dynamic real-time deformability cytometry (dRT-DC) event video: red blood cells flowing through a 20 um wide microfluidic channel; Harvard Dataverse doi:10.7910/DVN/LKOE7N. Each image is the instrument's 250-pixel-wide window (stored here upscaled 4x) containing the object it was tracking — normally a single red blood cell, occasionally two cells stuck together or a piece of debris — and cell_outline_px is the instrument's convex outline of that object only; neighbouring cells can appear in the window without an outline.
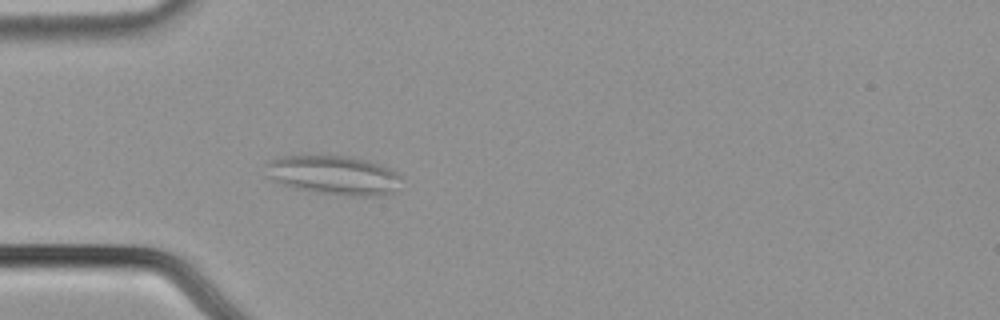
{"species": "common noctule bat (a hibernating species)", "species_latin": "Nyctalus noctula", "temperature_condition": "cold", "stored_images_in_passage": 58, "camera_frame_rate_fps": 3000, "um_per_image_px": 0.085, "animal": {"sex": "male", "body_mass_g": 21.5, "forearm_length_mm": 52.0}, "frame": {"image": 1, "passage_image": 19, "time_ms": 6.0, "image_size_px": [1000, 320], "cell_outline_px": [[404, 176], [396, 192], [380, 196], [352, 196], [316, 192], [296, 188], [272, 180], [264, 176], [264, 160], [280, 156], [352, 156], [384, 164], [392, 168]], "centroid_in_image_um": [28.4, 14.87], "position_along_channel_um": 56.6, "area_um2": 31.91}}
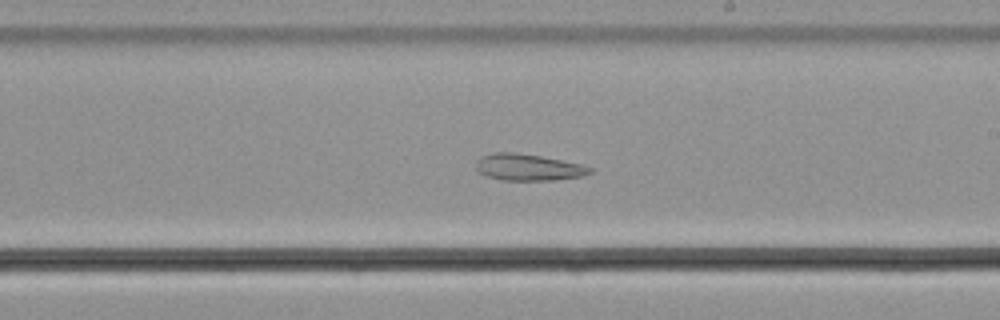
{"frame": {"image": 2, "passage_image": 35, "time_ms": 11.333, "image_size_px": [1000, 320], "cell_outline_px": [[592, 172], [584, 176], [556, 180], [500, 180], [484, 176], [476, 172], [476, 160], [480, 156], [492, 152], [512, 152], [540, 156], [580, 164], [592, 168]], "centroid_in_image_um": [44.83, 14.23], "position_along_channel_um": 244.2, "area_um2": 17.86}}
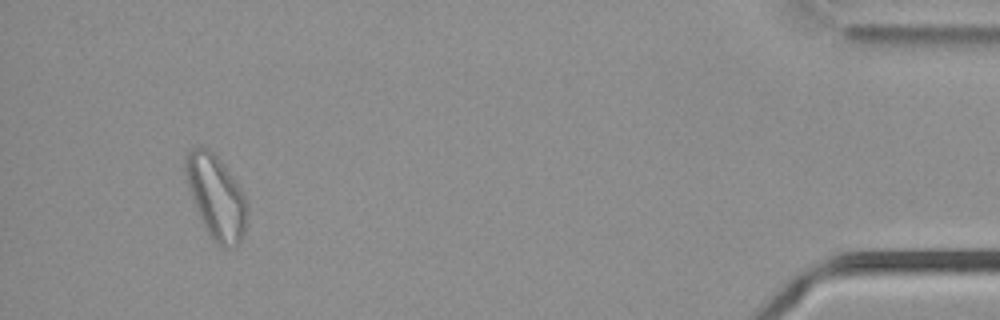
{"frame": {"image": 3, "passage_image": 55, "time_ms": 18.0, "image_size_px": [1000, 320], "cell_outline_px": [[248, 212], [244, 232], [236, 248], [224, 248], [216, 244], [212, 240], [192, 200], [188, 188], [184, 168], [184, 156], [188, 148], [200, 144], [208, 148], [224, 164], [240, 188], [248, 204]], "centroid_in_image_um": [18.35, 16.7], "position_along_channel_um": 416.9, "area_um2": 30.35}}